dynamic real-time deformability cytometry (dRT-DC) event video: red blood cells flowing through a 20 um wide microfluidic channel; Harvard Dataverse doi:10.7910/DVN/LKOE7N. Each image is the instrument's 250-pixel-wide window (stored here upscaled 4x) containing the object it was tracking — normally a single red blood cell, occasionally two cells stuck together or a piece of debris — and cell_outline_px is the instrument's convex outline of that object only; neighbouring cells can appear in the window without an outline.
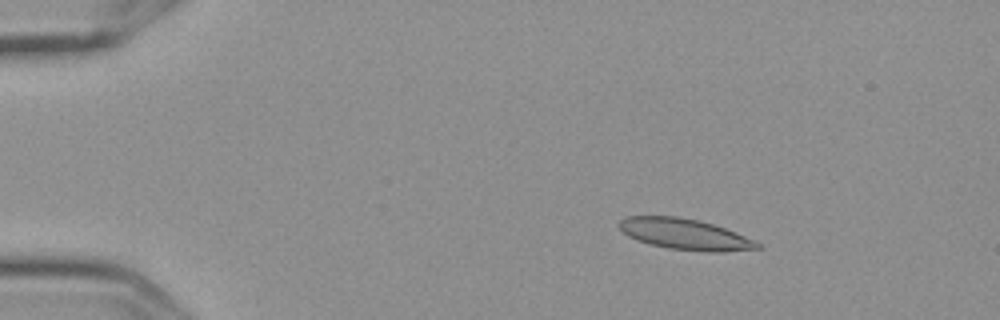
{"species": "Egyptian fruit bat (a non-hibernating species)", "species_latin": "Rousettus aegyptiacus", "temperature_condition": "cold", "stored_images_in_passage": 7, "camera_frame_rate_fps": 3000, "um_per_image_px": 0.085, "frame": {"image": 1, "passage_image": 2, "time_ms": 0.333, "image_size_px": [1000, 320], "cell_outline_px": [[764, 248], [724, 252], [704, 252], [668, 248], [648, 244], [636, 240], [628, 236], [616, 224], [620, 220], [628, 216], [676, 216], [700, 220], [736, 232], [756, 240]], "centroid_in_image_um": [58.24, 19.92], "position_along_channel_um": 26.8, "area_um2": 25.2}}
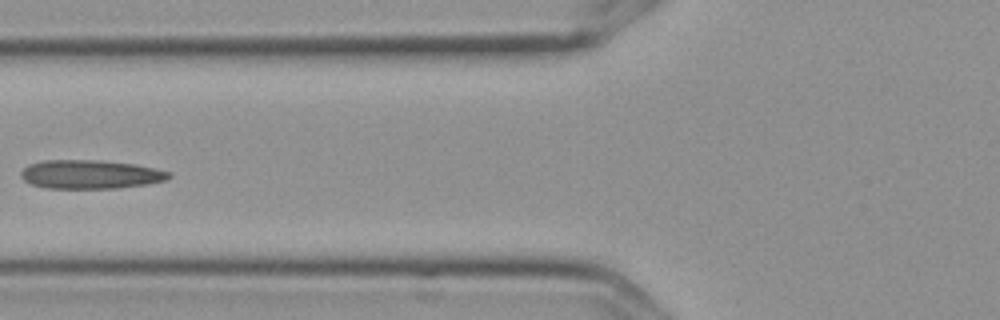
{"frame": {"image": 2, "passage_image": 6, "time_ms": 1.667, "image_size_px": [1000, 320], "cell_outline_px": [[172, 176], [168, 180], [148, 184], [116, 188], [48, 188], [32, 184], [24, 180], [20, 176], [20, 172], [28, 164], [44, 160], [100, 160], [136, 164], [172, 172]], "centroid_in_image_um": [7.72, 14.81], "position_along_channel_um": 118.1, "area_um2": 24.97}}
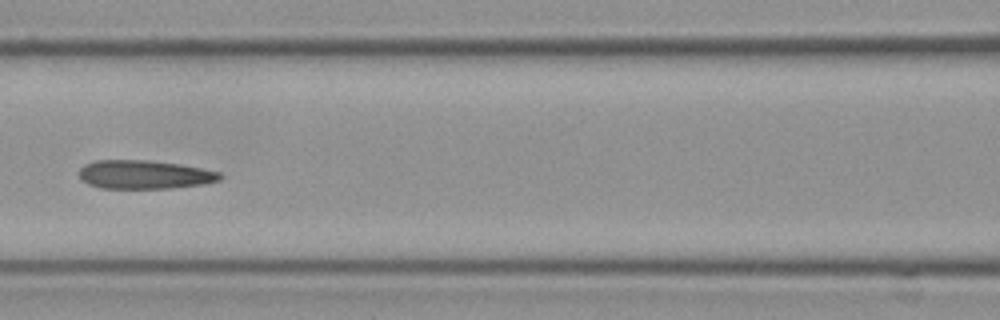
{"frame": {"image": 3, "passage_image": 7, "time_ms": 2.0, "image_size_px": [1000, 320], "cell_outline_px": [[224, 176], [220, 180], [204, 184], [172, 188], [100, 188], [88, 184], [80, 176], [80, 168], [84, 164], [96, 160], [148, 160], [180, 164], [220, 172]], "centroid_in_image_um": [12.3, 14.83], "position_along_channel_um": 154.3, "area_um2": 23.52}}